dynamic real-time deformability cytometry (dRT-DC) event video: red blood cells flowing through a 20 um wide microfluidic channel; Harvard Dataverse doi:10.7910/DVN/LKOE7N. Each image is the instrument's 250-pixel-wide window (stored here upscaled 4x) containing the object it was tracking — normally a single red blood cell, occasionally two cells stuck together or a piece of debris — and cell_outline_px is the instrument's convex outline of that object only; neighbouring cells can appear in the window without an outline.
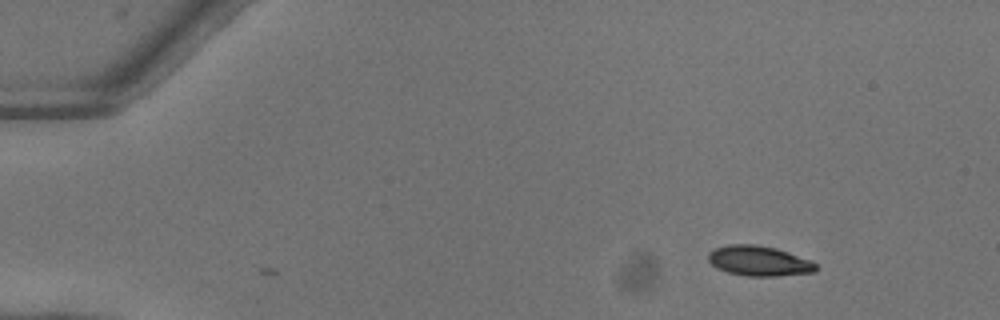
{"species": "common noctule bat (a hibernating species)", "species_latin": "Nyctalus noctula", "temperature_condition": "warm", "stored_images_in_passage": 2, "camera_frame_rate_fps": 3000, "um_per_image_px": 0.085, "animal": {"sex": "female"}, "frame": {"image": 1, "passage_image": 1, "time_ms": 0.0, "image_size_px": [1000, 320], "cell_outline_px": [[816, 268], [812, 272], [776, 276], [744, 276], [728, 272], [716, 268], [708, 260], [708, 252], [716, 248], [728, 244], [756, 244], [776, 248], [812, 260], [816, 264]], "centroid_in_image_um": [64.49, 22.17], "position_along_channel_um": 20.5, "area_um2": 18.9}}